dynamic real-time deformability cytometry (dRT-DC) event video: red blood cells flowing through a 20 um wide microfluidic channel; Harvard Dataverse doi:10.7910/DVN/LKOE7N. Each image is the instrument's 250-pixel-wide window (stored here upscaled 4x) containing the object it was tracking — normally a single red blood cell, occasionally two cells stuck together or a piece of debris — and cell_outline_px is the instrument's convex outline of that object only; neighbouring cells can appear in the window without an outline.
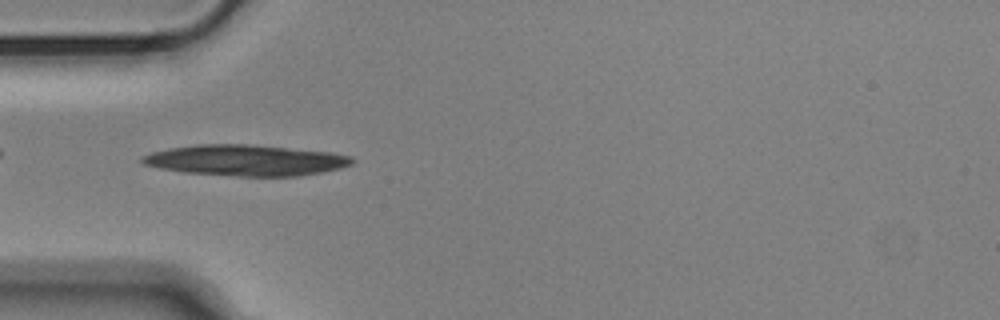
{"species": "Egyptian fruit bat (a non-hibernating species)", "species_latin": "Rousettus aegyptiacus", "temperature_condition": "cold", "stored_images_in_passage": 40, "camera_frame_rate_fps": 3000, "um_per_image_px": 0.085, "animal": {"sex": "male"}, "frame": {"image": 1, "passage_image": 2, "time_ms": 0.333, "image_size_px": [1000, 320], "cell_outline_px": [[356, 160], [352, 164], [340, 168], [320, 172], [296, 176], [236, 176], [184, 172], [160, 168], [144, 164], [140, 160], [140, 156], [152, 152], [168, 148], [196, 144], [244, 144], [332, 152], [352, 156]], "centroid_in_image_um": [20.87, 13.62], "position_along_channel_um": 64.1, "area_um2": 37.74}}
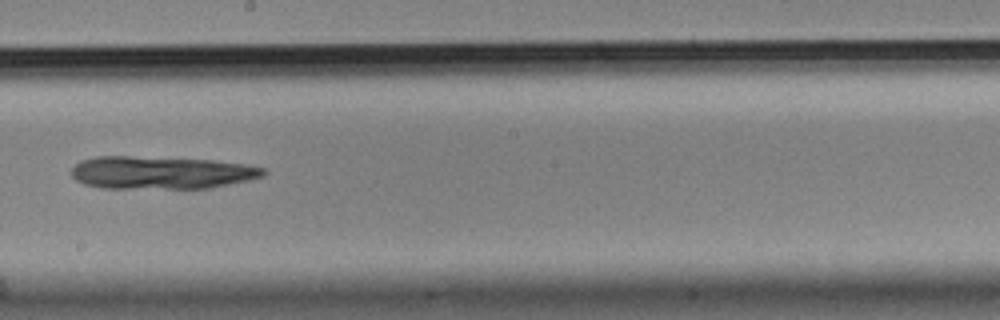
{"frame": {"image": 2, "passage_image": 16, "time_ms": 5.0, "image_size_px": [1000, 320], "cell_outline_px": [[268, 172], [264, 176], [248, 180], [208, 188], [100, 188], [84, 184], [76, 180], [72, 176], [72, 168], [80, 160], [96, 156], [128, 156], [212, 160], [244, 164], [264, 168]], "centroid_in_image_um": [13.67, 14.67], "position_along_channel_um": 234.5, "area_um2": 36.59}}
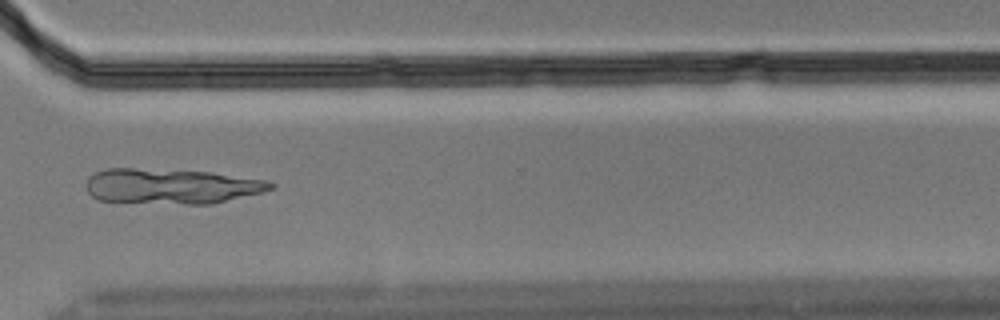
{"frame": {"image": 3, "passage_image": 26, "time_ms": 8.333, "image_size_px": [1000, 320], "cell_outline_px": [[276, 184], [272, 188], [264, 192], [212, 204], [188, 204], [100, 200], [92, 196], [88, 192], [88, 176], [96, 172], [108, 168], [132, 168], [212, 172], [268, 180]], "centroid_in_image_um": [14.63, 15.82], "position_along_channel_um": 356.0, "area_um2": 37.69}}